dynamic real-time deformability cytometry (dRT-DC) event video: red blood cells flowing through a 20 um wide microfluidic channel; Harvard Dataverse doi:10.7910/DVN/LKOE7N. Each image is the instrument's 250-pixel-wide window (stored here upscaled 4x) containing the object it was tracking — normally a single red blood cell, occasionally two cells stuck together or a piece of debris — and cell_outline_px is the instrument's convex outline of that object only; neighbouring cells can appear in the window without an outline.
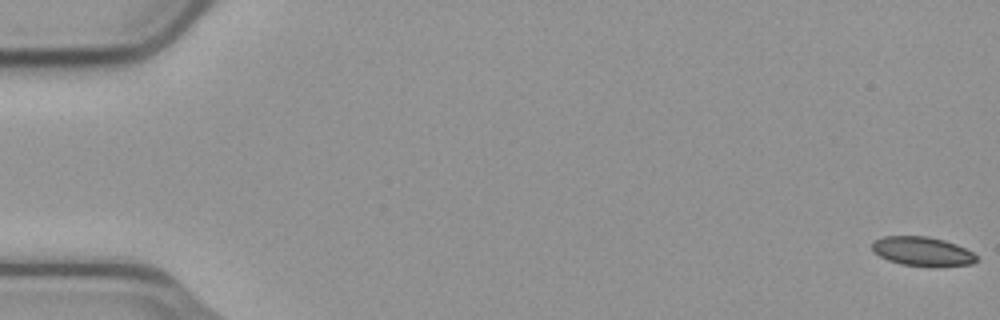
{"species": "common noctule bat (a hibernating species)", "species_latin": "Nyctalus noctula", "temperature_condition": "cold", "stored_images_in_passage": 5, "camera_frame_rate_fps": 3000, "um_per_image_px": 0.085, "animal": {"sex": "male", "body_mass_g": 23.1, "forearm_length_mm": 52.7}, "frame": {"image": 1, "passage_image": 1, "time_ms": 0.0, "image_size_px": [1000, 320], "cell_outline_px": [[976, 260], [972, 264], [900, 264], [888, 260], [880, 256], [872, 248], [872, 244], [876, 240], [884, 236], [928, 236], [944, 240], [956, 244], [972, 252], [976, 256]], "centroid_in_image_um": [78.36, 21.32], "position_along_channel_um": 6.6, "area_um2": 16.82}}